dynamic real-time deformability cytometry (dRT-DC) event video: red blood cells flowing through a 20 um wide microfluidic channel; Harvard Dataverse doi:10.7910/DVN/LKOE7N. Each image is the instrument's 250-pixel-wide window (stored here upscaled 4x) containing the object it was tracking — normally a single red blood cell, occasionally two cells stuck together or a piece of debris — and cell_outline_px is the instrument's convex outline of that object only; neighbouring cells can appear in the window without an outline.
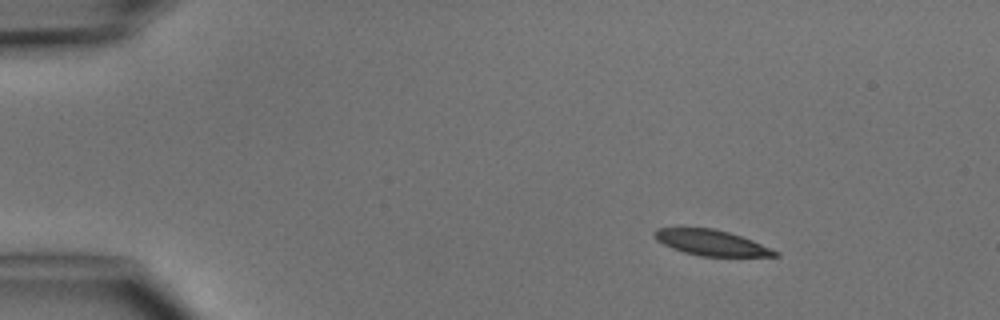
{"species": "common noctule bat (a hibernating species)", "species_latin": "Nyctalus noctula", "temperature_condition": "cold", "stored_images_in_passage": 3, "camera_frame_rate_fps": 3000, "um_per_image_px": 0.085, "animal": {"sex": "male", "body_mass_g": 15.6}, "frame": {"image": 1, "passage_image": 1, "time_ms": 0.0, "image_size_px": [1000, 320], "cell_outline_px": [[780, 256], [700, 256], [684, 252], [672, 248], [656, 240], [652, 236], [652, 232], [656, 228], [712, 228], [728, 232], [752, 240], [780, 252]], "centroid_in_image_um": [60.43, 20.63], "position_along_channel_um": 24.6, "area_um2": 17.92}}